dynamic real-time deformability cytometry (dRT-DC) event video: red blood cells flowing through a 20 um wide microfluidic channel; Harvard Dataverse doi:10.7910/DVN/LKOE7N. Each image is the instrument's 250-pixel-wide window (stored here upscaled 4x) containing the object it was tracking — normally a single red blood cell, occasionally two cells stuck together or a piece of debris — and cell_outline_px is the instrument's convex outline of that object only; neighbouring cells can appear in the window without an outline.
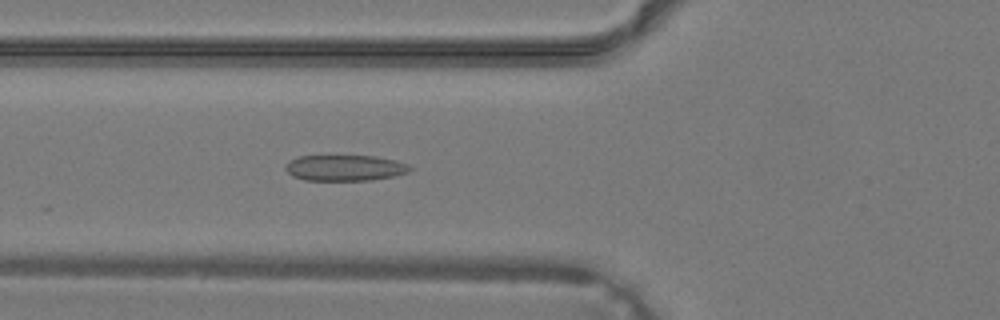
{"species": "common noctule bat (a hibernating species)", "species_latin": "Nyctalus noctula", "temperature_condition": "warm", "stored_images_in_passage": 33, "camera_frame_rate_fps": 3000, "um_per_image_px": 0.085, "animal": {"sex": "male", "body_mass_g": 19.2, "forearm_length_mm": 51.8}, "frame": {"image": 1, "passage_image": 9, "time_ms": 2.667, "image_size_px": [1000, 320], "cell_outline_px": [[412, 168], [408, 172], [392, 176], [372, 180], [304, 180], [292, 176], [284, 168], [292, 160], [300, 156], [376, 156], [396, 160], [408, 164]], "centroid_in_image_um": [29.34, 14.27], "position_along_channel_um": 96.5, "area_um2": 18.61}}
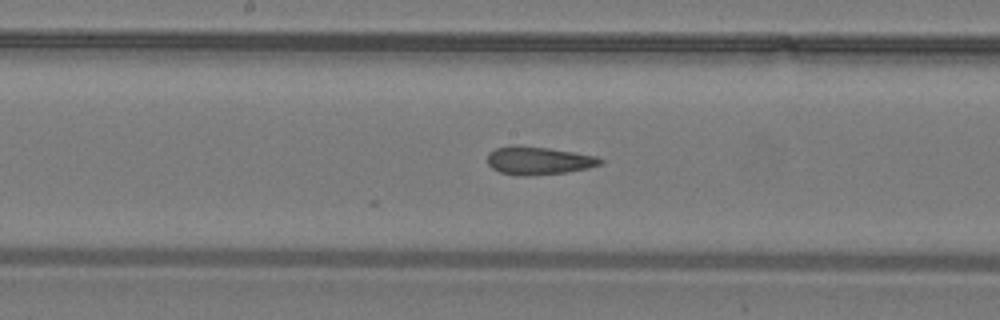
{"frame": {"image": 2, "passage_image": 15, "time_ms": 4.667, "image_size_px": [1000, 320], "cell_outline_px": [[604, 164], [588, 168], [568, 172], [528, 176], [516, 176], [500, 172], [492, 168], [488, 164], [488, 152], [496, 148], [512, 144], [548, 148], [576, 152], [596, 156], [604, 160]], "centroid_in_image_um": [45.78, 13.65], "position_along_channel_um": 202.4, "area_um2": 18.79}}
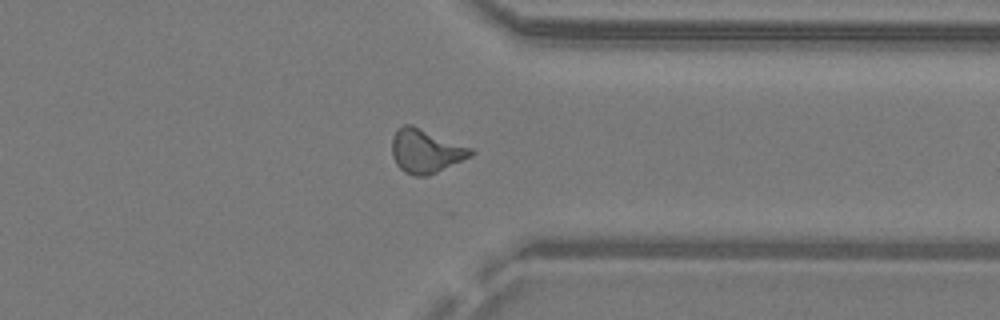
{"frame": {"image": 3, "passage_image": 25, "time_ms": 8.0, "image_size_px": [1000, 320], "cell_outline_px": [[476, 152], [472, 156], [428, 176], [416, 176], [404, 172], [396, 164], [392, 156], [392, 136], [404, 124], [412, 124], [472, 148]], "centroid_in_image_um": [36.2, 12.84], "position_along_channel_um": 375.2, "area_um2": 20.17}}